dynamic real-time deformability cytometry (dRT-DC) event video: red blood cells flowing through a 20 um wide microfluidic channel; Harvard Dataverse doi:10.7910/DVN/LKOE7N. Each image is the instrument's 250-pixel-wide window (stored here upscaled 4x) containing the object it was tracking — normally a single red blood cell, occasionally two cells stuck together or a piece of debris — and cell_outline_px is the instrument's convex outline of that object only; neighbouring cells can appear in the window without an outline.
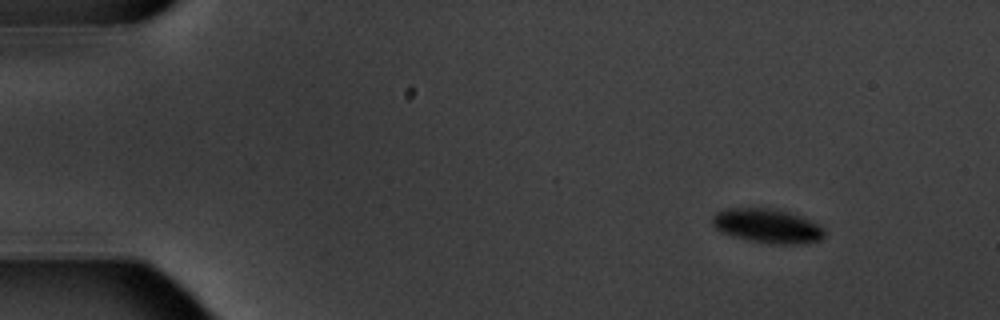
{"species": "common noctule bat (a hibernating species)", "species_latin": "Nyctalus noctula", "temperature_condition": "warm", "stored_images_in_passage": 6, "camera_frame_rate_fps": 3000, "um_per_image_px": 0.085, "animal": {"sex": "male", "body_mass_g": 20.1, "forearm_length_mm": 53.5}, "frame": {"image": 1, "passage_image": 2, "time_ms": 1.333, "image_size_px": [1000, 320], "cell_outline_px": [[824, 236], [820, 240], [796, 244], [772, 244], [748, 240], [732, 236], [720, 232], [712, 224], [712, 216], [716, 212], [728, 208], [776, 208], [800, 216], [824, 228]], "centroid_in_image_um": [65.18, 19.2], "position_along_channel_um": 19.8, "area_um2": 22.31}}
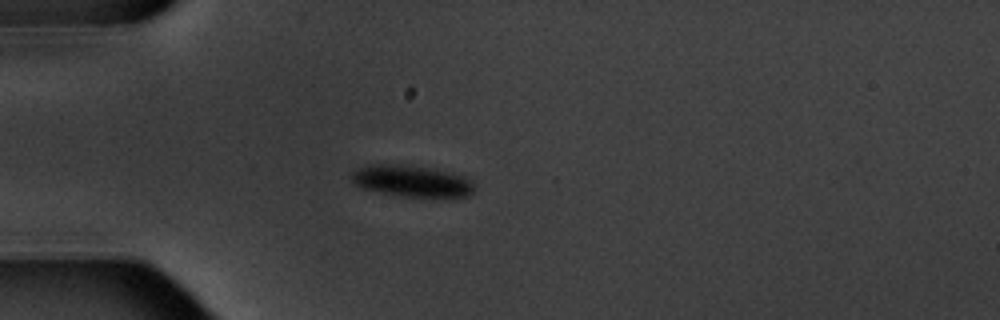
{"frame": {"image": 2, "passage_image": 4, "time_ms": 4.667, "image_size_px": [1000, 320], "cell_outline_px": [[472, 192], [468, 196], [452, 200], [400, 196], [380, 192], [364, 188], [356, 184], [348, 176], [356, 168], [368, 164], [400, 164], [432, 168], [464, 176], [472, 180]], "centroid_in_image_um": [35.04, 15.42], "position_along_channel_um": 50.0, "area_um2": 23.35}}
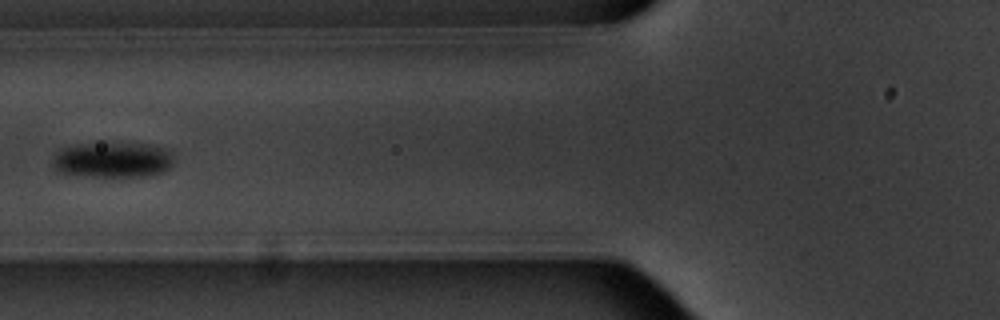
{"frame": {"image": 3, "passage_image": 6, "time_ms": 7.0, "image_size_px": [1000, 320], "cell_outline_px": [[172, 164], [164, 172], [152, 176], [72, 176], [56, 172], [52, 164], [52, 160], [56, 152], [60, 148], [76, 144], [148, 144], [164, 148], [172, 152]], "centroid_in_image_um": [9.52, 13.61], "position_along_channel_um": 116.3, "area_um2": 25.32}}